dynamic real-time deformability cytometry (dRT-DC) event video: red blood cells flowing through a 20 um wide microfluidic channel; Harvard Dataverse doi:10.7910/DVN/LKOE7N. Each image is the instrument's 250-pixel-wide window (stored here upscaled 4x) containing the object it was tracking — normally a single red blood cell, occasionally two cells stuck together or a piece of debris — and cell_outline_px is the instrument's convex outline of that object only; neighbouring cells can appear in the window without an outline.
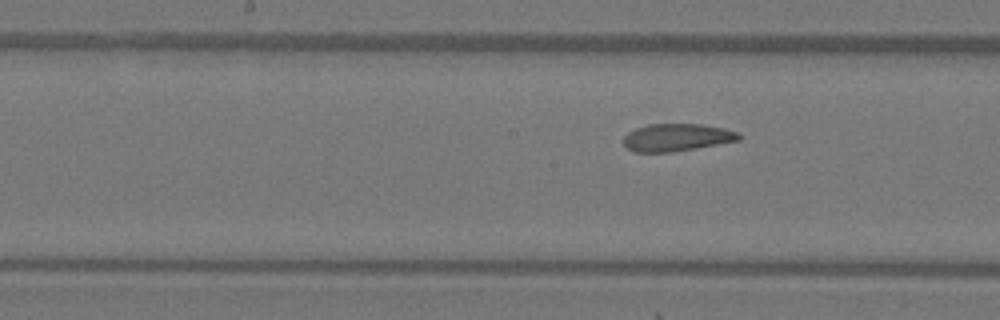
{"species": "Egyptian fruit bat (a non-hibernating species)", "species_latin": "Rousettus aegyptiacus", "temperature_condition": "warm", "stored_images_in_passage": 5, "segment_of_instrument_passage": [2, 2], "camera_frame_rate_fps": 3000, "um_per_image_px": 0.085, "animal": {"sex": "female"}, "frame": {"image": 1, "passage_image": 5, "time_ms": 1.333, "image_size_px": [1000, 320], "cell_outline_px": [[744, 136], [740, 140], [696, 148], [672, 152], [636, 152], [628, 148], [624, 144], [624, 136], [628, 132], [636, 128], [648, 124], [700, 124], [724, 128], [740, 132]], "centroid_in_image_um": [57.57, 11.67], "position_along_channel_um": 190.6, "area_um2": 18.55}}